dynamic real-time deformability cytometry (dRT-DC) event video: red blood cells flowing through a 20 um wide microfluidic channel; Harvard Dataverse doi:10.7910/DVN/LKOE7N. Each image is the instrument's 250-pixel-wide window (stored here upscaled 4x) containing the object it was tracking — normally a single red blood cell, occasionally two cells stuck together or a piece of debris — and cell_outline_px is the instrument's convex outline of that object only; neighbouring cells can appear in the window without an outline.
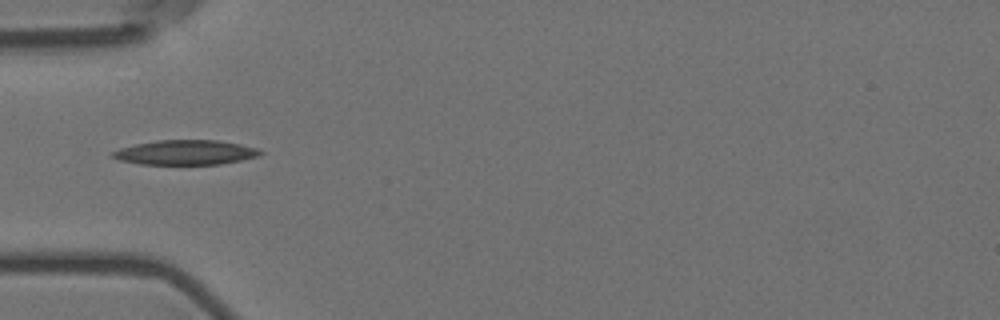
{"species": "Egyptian fruit bat (a non-hibernating species)", "species_latin": "Rousettus aegyptiacus", "temperature_condition": "room temperature", "stored_images_in_passage": 6, "camera_frame_rate_fps": 3000, "um_per_image_px": 0.085, "animal": {"sex": "female"}, "frame": {"image": 1, "passage_image": 1, "time_ms": 0.0, "image_size_px": [1000, 320], "cell_outline_px": [[264, 152], [260, 156], [220, 164], [140, 164], [120, 160], [108, 156], [112, 152], [120, 148], [136, 144], [156, 140], [216, 140], [240, 144], [256, 148]], "centroid_in_image_um": [15.75, 12.95], "position_along_channel_um": 69.2, "area_um2": 21.21}}
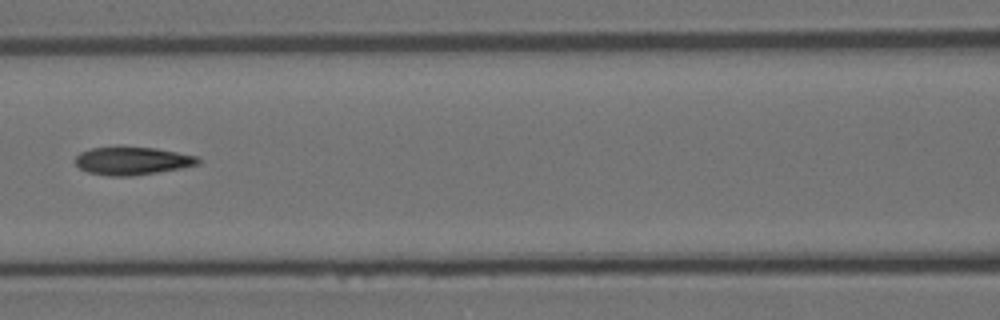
{"frame": {"image": 2, "passage_image": 3, "time_ms": 0.667, "image_size_px": [1000, 320], "cell_outline_px": [[200, 164], [180, 168], [132, 176], [108, 176], [88, 172], [80, 168], [76, 164], [76, 156], [80, 152], [92, 148], [156, 148], [196, 156], [200, 160]], "centroid_in_image_um": [11.24, 13.69], "position_along_channel_um": 155.4, "area_um2": 19.54}}
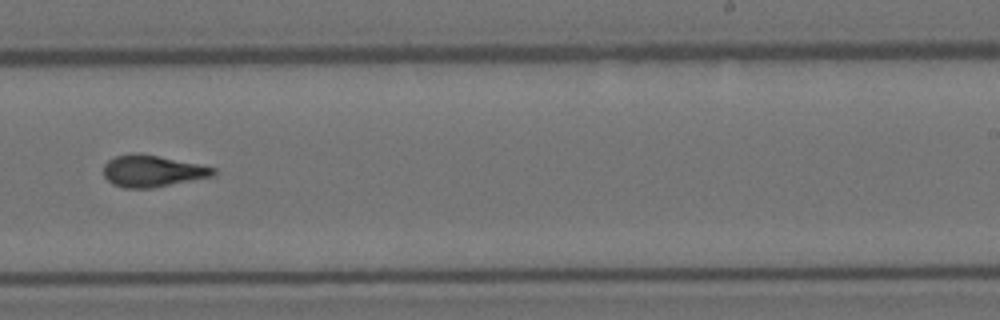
{"frame": {"image": 3, "passage_image": 6, "time_ms": 1.667, "image_size_px": [1000, 320], "cell_outline_px": [[216, 176], [152, 188], [124, 188], [112, 184], [104, 176], [104, 164], [108, 160], [116, 156], [132, 152], [136, 152], [200, 164], [216, 168]], "centroid_in_image_um": [12.96, 14.54], "position_along_channel_um": 276.0, "area_um2": 20.46}}